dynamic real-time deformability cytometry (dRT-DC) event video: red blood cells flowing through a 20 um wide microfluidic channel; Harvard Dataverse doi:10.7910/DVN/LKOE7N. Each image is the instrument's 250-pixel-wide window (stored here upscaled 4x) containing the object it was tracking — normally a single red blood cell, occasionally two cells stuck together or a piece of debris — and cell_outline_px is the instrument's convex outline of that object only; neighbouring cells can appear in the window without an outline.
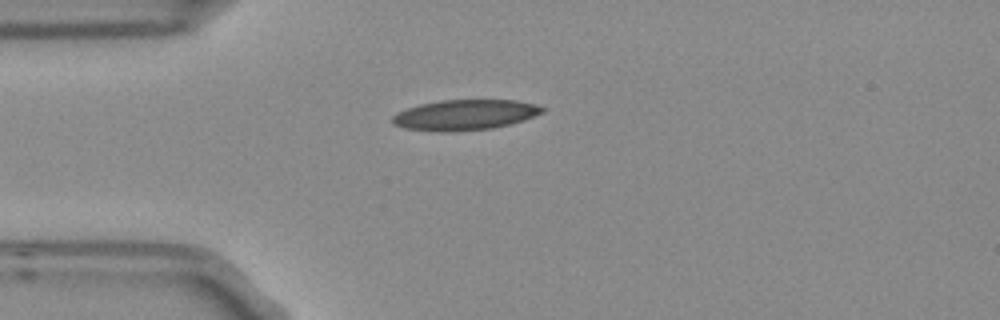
{"species": "Egyptian fruit bat (a non-hibernating species)", "species_latin": "Rousettus aegyptiacus", "temperature_condition": "room temperature", "stored_images_in_passage": 4, "camera_frame_rate_fps": 3000, "um_per_image_px": 0.085, "frame": {"image": 1, "passage_image": 4, "time_ms": 1.0, "image_size_px": [1000, 320], "cell_outline_px": [[544, 112], [524, 120], [492, 128], [440, 132], [404, 128], [392, 124], [392, 116], [396, 112], [420, 104], [440, 100], [516, 100], [536, 104], [544, 108]], "centroid_in_image_um": [39.49, 9.76], "position_along_channel_um": 45.5, "area_um2": 26.47}}